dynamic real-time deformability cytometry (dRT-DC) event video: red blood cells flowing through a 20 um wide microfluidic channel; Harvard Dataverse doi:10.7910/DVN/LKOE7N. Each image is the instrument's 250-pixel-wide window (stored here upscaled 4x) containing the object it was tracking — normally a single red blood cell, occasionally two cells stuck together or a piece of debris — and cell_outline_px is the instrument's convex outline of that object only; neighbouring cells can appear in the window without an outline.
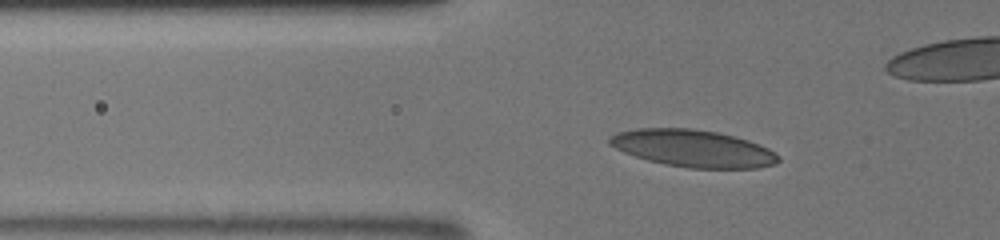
{"species": "human", "species_latin": "Homo sapiens", "temperature_condition": "room temperature", "stored_images_in_passage": 42, "camera_frame_rate_fps": 3000, "um_per_image_px": 0.085, "donor": {"sex": "male"}, "frame": {"image": 1, "passage_image": 10, "time_ms": 3.0, "image_size_px": [1000, 240], "cell_outline_px": [[780, 160], [776, 164], [756, 168], [688, 168], [664, 164], [648, 160], [624, 152], [608, 144], [608, 140], [616, 132], [636, 128], [692, 128], [716, 132], [736, 136], [748, 140], [768, 148], [776, 152], [780, 156]], "centroid_in_image_um": [58.93, 12.61], "position_along_channel_um": 66.9, "area_um2": 36.65}}
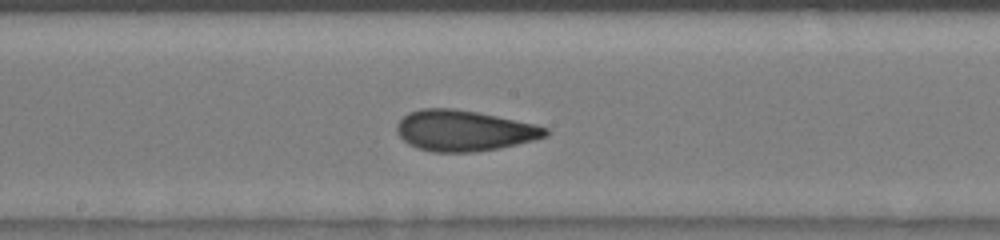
{"frame": {"image": 2, "passage_image": 21, "time_ms": 6.667, "image_size_px": [1000, 240], "cell_outline_px": [[548, 136], [500, 148], [472, 152], [432, 152], [416, 148], [408, 144], [396, 132], [396, 124], [408, 112], [420, 108], [452, 108], [476, 112], [536, 124], [548, 128]], "centroid_in_image_um": [39.41, 11.1], "position_along_channel_um": 208.8, "area_um2": 35.37}}
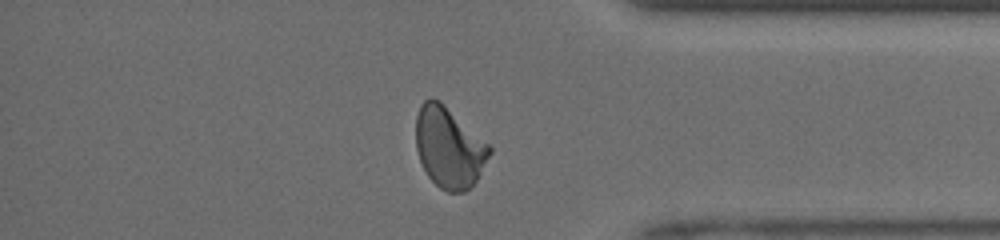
{"frame": {"image": 3, "passage_image": 35, "time_ms": 11.333, "image_size_px": [1000, 240], "cell_outline_px": [[492, 152], [476, 180], [464, 192], [448, 192], [440, 188], [428, 176], [420, 160], [416, 148], [416, 116], [420, 104], [428, 96], [432, 96], [440, 100], [488, 144], [492, 148]], "centroid_in_image_um": [38.14, 12.5], "position_along_channel_um": 397.1, "area_um2": 34.51}, "authors_computed_cell_mechanics": {"area_um2": 34.1887, "velocity_mm_per_s": 4.2212, "shape_relaxation_time_tau1_ms": 5.7913, "shape_relaxation_time_tau2_ms": 1.0872, "deformation_change_tau1": 0.1856, "deformation_change_tau2": 0.0696}}